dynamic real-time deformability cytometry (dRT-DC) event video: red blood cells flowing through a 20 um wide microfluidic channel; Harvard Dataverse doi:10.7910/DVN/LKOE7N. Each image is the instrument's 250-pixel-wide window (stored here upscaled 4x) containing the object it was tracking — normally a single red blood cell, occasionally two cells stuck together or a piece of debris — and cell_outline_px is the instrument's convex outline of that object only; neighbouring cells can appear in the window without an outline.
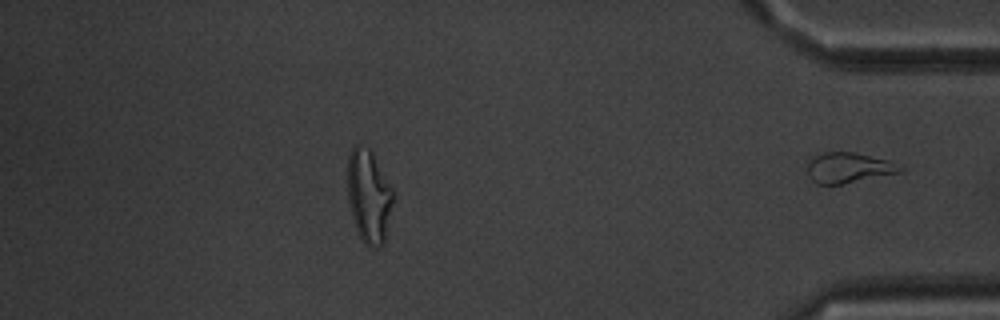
{"species": "common noctule bat (a hibernating species)", "species_latin": "Nyctalus noctula", "temperature_condition": "warm", "stored_images_in_passage": 51, "segment_of_instrument_passage": [2, 2], "camera_frame_rate_fps": 3000, "um_per_image_px": 0.085, "animal": {"sex": "male", "body_mass_g": 20.1, "forearm_length_mm": 53.5}, "frame": {"image": 1, "passage_image": 51, "time_ms": 16.667, "image_size_px": [1000, 320], "cell_outline_px": [[904, 168], [900, 172], [844, 184], [816, 184], [808, 176], [808, 160], [812, 156], [824, 152], [856, 152], [888, 160]], "centroid_in_image_um": [72.08, 14.25], "position_along_channel_um": 363.1, "area_um2": 16.47}}